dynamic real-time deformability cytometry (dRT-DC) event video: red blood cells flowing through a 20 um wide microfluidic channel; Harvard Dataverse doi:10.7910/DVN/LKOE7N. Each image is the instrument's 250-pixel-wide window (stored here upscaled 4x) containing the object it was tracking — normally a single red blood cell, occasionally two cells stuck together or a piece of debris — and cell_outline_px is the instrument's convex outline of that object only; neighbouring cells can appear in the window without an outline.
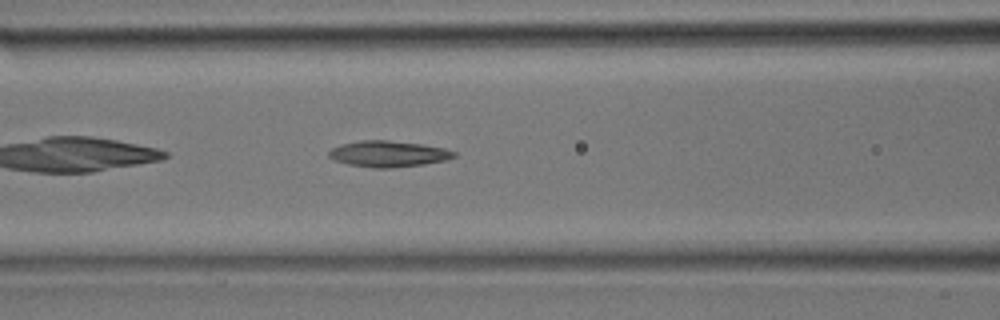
{"species": "common noctule bat (a hibernating species)", "species_latin": "Nyctalus noctula", "temperature_condition": "room temperature", "stored_images_in_passage": 16, "camera_frame_rate_fps": 3000, "um_per_image_px": 0.085, "animal": {"sex": "male", "body_mass_g": 17.9}, "frame": {"image": 1, "passage_image": 12, "time_ms": 3.667, "image_size_px": [1000, 320], "cell_outline_px": [[456, 156], [444, 160], [424, 164], [392, 168], [372, 168], [348, 164], [332, 160], [328, 156], [328, 152], [332, 148], [340, 144], [360, 140], [388, 140], [424, 144], [444, 148], [456, 152]], "centroid_in_image_um": [32.97, 13.07], "position_along_channel_um": 133.6, "area_um2": 19.19}}
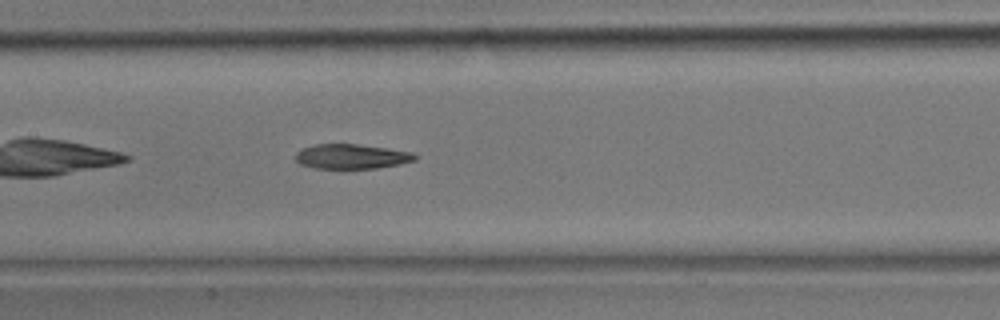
{"frame": {"image": 2, "passage_image": 14, "time_ms": 4.333, "image_size_px": [1000, 320], "cell_outline_px": [[420, 156], [416, 160], [400, 164], [376, 168], [312, 168], [300, 164], [296, 160], [296, 152], [300, 148], [312, 144], [356, 144], [388, 148], [412, 152]], "centroid_in_image_um": [29.88, 13.29], "position_along_channel_um": 177.5, "area_um2": 17.4}}